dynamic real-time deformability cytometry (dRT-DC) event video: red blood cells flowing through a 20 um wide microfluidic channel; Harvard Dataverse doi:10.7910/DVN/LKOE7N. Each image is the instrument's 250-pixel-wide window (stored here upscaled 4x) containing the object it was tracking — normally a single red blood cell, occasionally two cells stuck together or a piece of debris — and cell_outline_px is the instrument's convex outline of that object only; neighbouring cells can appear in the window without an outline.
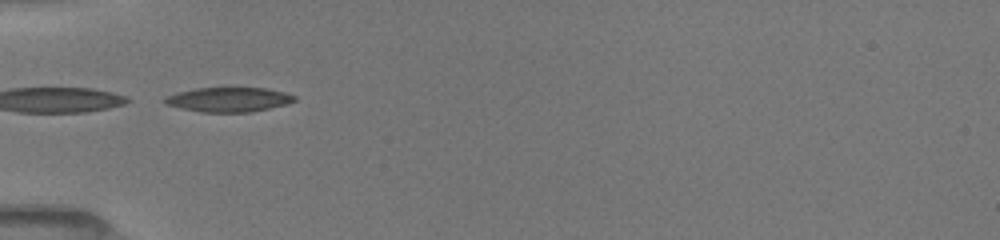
{"species": "common noctule bat (a hibernating species)", "species_latin": "Nyctalus noctula", "temperature_condition": "room temperature", "stored_images_in_passage": 18, "camera_frame_rate_fps": 3000, "um_per_image_px": 0.085, "animal": {"sex": "female", "body_mass_g": 19.5, "forearm_length_mm": 54.1}, "frame": {"image": 1, "passage_image": 7, "time_ms": 5.333, "image_size_px": [1000, 240], "cell_outline_px": [[296, 100], [288, 104], [252, 112], [200, 112], [180, 108], [164, 104], [160, 100], [164, 96], [176, 92], [196, 88], [268, 88], [284, 92], [296, 96]], "centroid_in_image_um": [19.39, 8.46], "position_along_channel_um": 65.6, "area_um2": 18.84}}
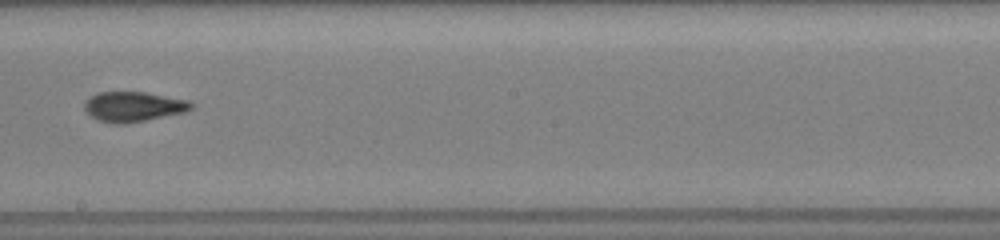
{"frame": {"image": 2, "passage_image": 11, "time_ms": 9.667, "image_size_px": [1000, 240], "cell_outline_px": [[196, 104], [192, 108], [184, 112], [124, 124], [112, 124], [100, 120], [92, 116], [84, 108], [84, 100], [88, 96], [96, 92], [144, 92], [192, 100]], "centroid_in_image_um": [11.35, 9.04], "position_along_channel_um": 236.9, "area_um2": 18.79}}
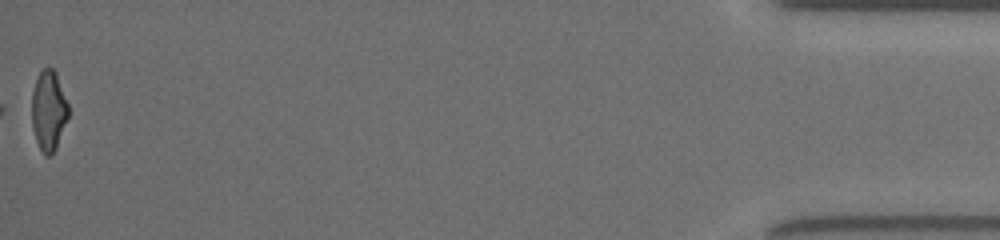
{"frame": {"image": 3, "passage_image": 18, "time_ms": 16.667, "image_size_px": [1000, 240], "cell_outline_px": [[68, 116], [56, 148], [52, 156], [44, 156], [36, 140], [32, 128], [32, 92], [36, 80], [40, 72], [44, 68], [52, 68], [56, 72], [68, 104]], "centroid_in_image_um": [4.13, 9.43], "position_along_channel_um": 431.1, "area_um2": 16.99}, "authors_computed_cell_mechanics": {"area_um2": 18.8428, "velocity_mm_per_s": 4.0298, "shape_relaxation_time_tau1_ms": 7.1803, "shape_relaxation_time_tau2_ms": 1.9904, "deformation_change_tau1": 0.1918, "deformation_change_tau2": 0.0803}}